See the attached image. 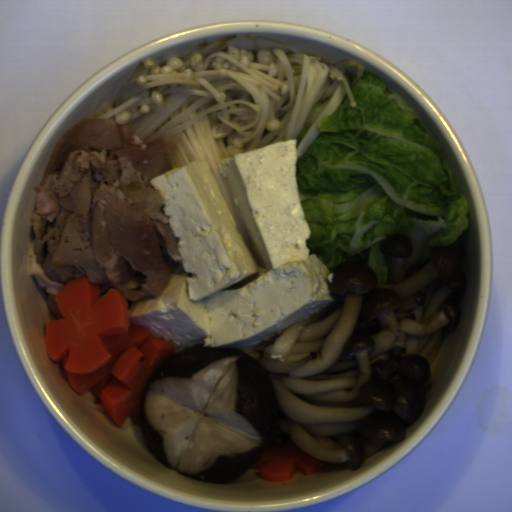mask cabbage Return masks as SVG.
Masks as SVG:
<instances>
[{"mask_svg":"<svg viewBox=\"0 0 512 512\" xmlns=\"http://www.w3.org/2000/svg\"><path fill=\"white\" fill-rule=\"evenodd\" d=\"M338 108L317 121L318 136L296 159L297 189L311 236L309 255L333 269L363 262L377 285H394L382 241L404 234L407 271L428 264L468 229L469 207L437 138L403 96L361 71Z\"/></svg>","mask_w":512,"mask_h":512,"instance_id":"4295e07d","label":"cabbage"}]
</instances>
